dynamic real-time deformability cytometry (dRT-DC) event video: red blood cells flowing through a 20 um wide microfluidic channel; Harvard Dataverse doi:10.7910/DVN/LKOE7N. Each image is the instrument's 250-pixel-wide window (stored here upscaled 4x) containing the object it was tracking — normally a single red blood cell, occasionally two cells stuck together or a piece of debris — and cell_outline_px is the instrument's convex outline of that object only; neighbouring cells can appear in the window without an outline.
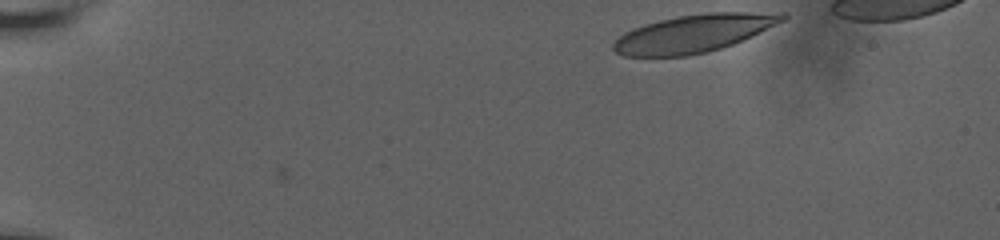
{"species": "human", "species_latin": "Homo sapiens", "temperature_condition": "room temperature", "stored_images_in_passage": 44, "camera_frame_rate_fps": 3000, "um_per_image_px": 0.085, "donor": {"sex": "male"}, "frame": {"image": 1, "passage_image": 1, "time_ms": 0.0, "image_size_px": [1000, 240], "cell_outline_px": [[788, 16], [784, 20], [776, 24], [732, 44], [708, 52], [688, 56], [624, 56], [616, 52], [612, 48], [612, 44], [624, 32], [632, 28], [644, 24], [660, 20], [680, 16], [708, 12], [788, 12]], "centroid_in_image_um": [58.96, 2.83], "position_along_channel_um": 26.0, "area_um2": 36.99}}
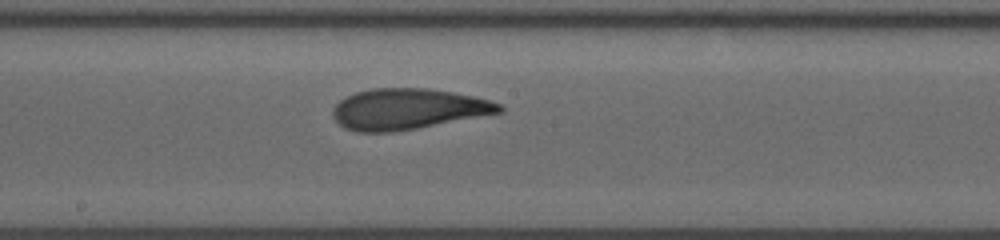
{"frame": {"image": 2, "passage_image": 26, "time_ms": 8.333, "image_size_px": [1000, 240], "cell_outline_px": [[504, 112], [416, 128], [392, 132], [356, 132], [344, 128], [332, 116], [332, 108], [340, 100], [356, 92], [372, 88], [428, 88], [452, 92], [472, 96], [504, 104]], "centroid_in_image_um": [34.67, 9.27], "position_along_channel_um": 213.5, "area_um2": 39.59}}
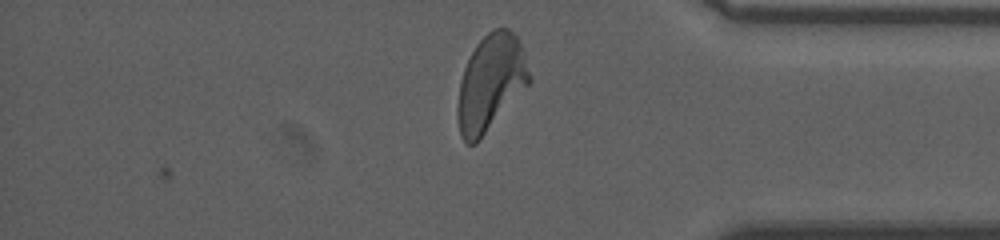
{"frame": {"image": 3, "passage_image": 42, "time_ms": 13.667, "image_size_px": [1000, 240], "cell_outline_px": [[532, 80], [480, 140], [476, 144], [468, 144], [460, 136], [456, 116], [456, 108], [460, 80], [464, 68], [476, 44], [488, 32], [496, 28], [508, 28], [516, 36], [524, 52], [532, 76]], "centroid_in_image_um": [41.69, 7.06], "position_along_channel_um": 393.5, "area_um2": 40.23}, "authors_computed_cell_mechanics": {"area_um2": 39.1595, "velocity_mm_per_s": 3.6313, "shape_relaxation_time_tau1_ms": 6.5455, "shape_relaxation_time_tau2_ms": 1.5596, "deformation_change_tau1": 0.2042, "deformation_change_tau2": 0.0914}}